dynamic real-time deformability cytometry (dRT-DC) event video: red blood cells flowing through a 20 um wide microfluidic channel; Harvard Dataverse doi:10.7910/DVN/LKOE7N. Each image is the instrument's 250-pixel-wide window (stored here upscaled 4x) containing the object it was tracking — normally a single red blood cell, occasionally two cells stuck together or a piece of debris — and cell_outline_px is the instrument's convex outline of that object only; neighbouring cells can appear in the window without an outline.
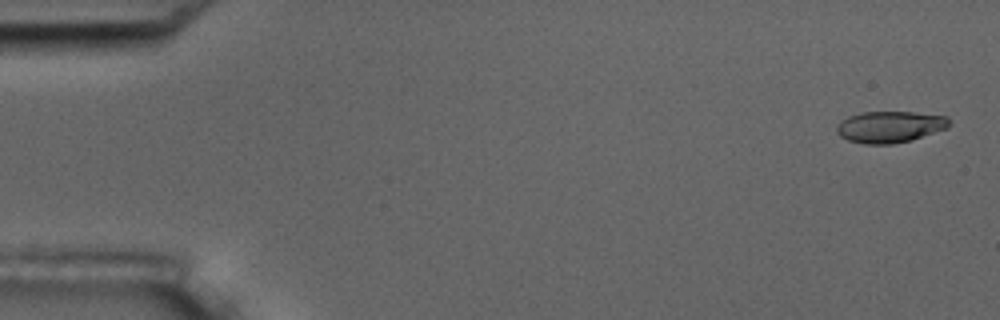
{"species": "common noctule bat (a hibernating species)", "species_latin": "Nyctalus noctula", "temperature_condition": "room temperature", "stored_images_in_passage": 7, "camera_frame_rate_fps": 3000, "um_per_image_px": 0.085, "animal": {"sex": "male", "body_mass_g": 17.5, "forearm_length_mm": 52.3}, "frame": {"image": 1, "passage_image": 1, "time_ms": 0.0, "image_size_px": [1000, 320], "cell_outline_px": [[948, 128], [912, 140], [892, 144], [864, 144], [848, 140], [840, 136], [836, 132], [836, 124], [840, 120], [848, 116], [860, 112], [912, 112], [948, 116]], "centroid_in_image_um": [75.6, 10.78], "position_along_channel_um": 9.4, "area_um2": 20.81}}
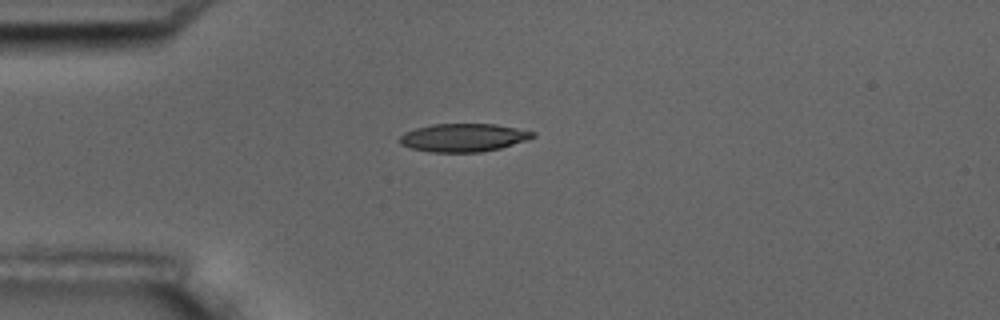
{"frame": {"image": 2, "passage_image": 4, "time_ms": 4.333, "image_size_px": [1000, 320], "cell_outline_px": [[536, 136], [528, 140], [500, 148], [480, 152], [432, 152], [412, 148], [400, 144], [400, 136], [404, 132], [416, 128], [432, 124], [496, 124], [536, 132]], "centroid_in_image_um": [39.42, 11.69], "position_along_channel_um": 45.6, "area_um2": 21.79}}